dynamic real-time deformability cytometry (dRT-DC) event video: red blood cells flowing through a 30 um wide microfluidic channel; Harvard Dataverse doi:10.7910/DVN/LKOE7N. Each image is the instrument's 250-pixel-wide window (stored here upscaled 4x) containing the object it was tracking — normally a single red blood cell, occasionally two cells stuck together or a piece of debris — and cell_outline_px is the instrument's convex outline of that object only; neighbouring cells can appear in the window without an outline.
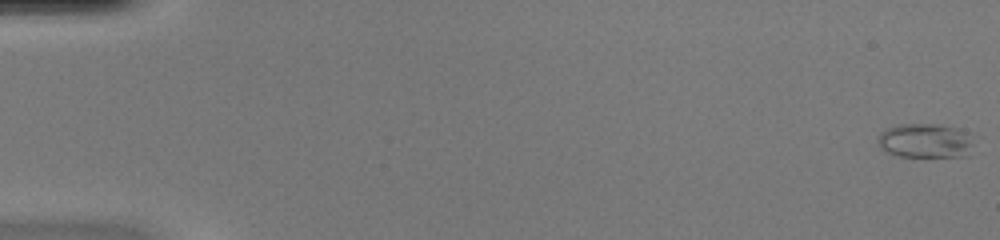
{"species": "common noctule bat (a hibernating species)", "species_latin": "Nyctalus noctula", "temperature_condition": "warm", "stored_images_in_passage": 50, "camera_frame_rate_fps": 3000, "um_per_image_px": 0.085, "animal": {"sex": "female", "body_mass_g": 20.0, "forearm_length_mm": 54.0}, "frame": {"image": 1, "passage_image": 1, "time_ms": 0.0, "image_size_px": [1000, 240], "cell_outline_px": [[972, 144], [968, 156], [896, 156], [880, 148], [876, 140], [880, 132], [884, 128], [900, 124], [940, 124], [960, 128], [968, 132]], "centroid_in_image_um": [78.61, 11.94], "position_along_channel_um": 6.4, "area_um2": 19.42}}
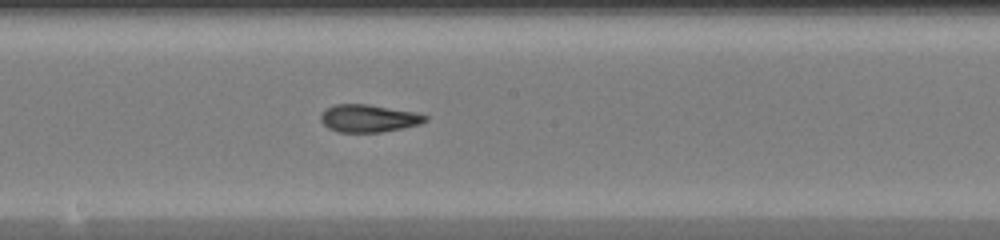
{"frame": {"image": 2, "passage_image": 28, "time_ms": 9.0, "image_size_px": [1000, 240], "cell_outline_px": [[428, 120], [420, 124], [380, 132], [336, 132], [328, 128], [320, 120], [320, 112], [336, 104], [368, 104], [416, 112], [428, 116]], "centroid_in_image_um": [31.32, 10.05], "position_along_channel_um": 216.9, "area_um2": 16.82}}
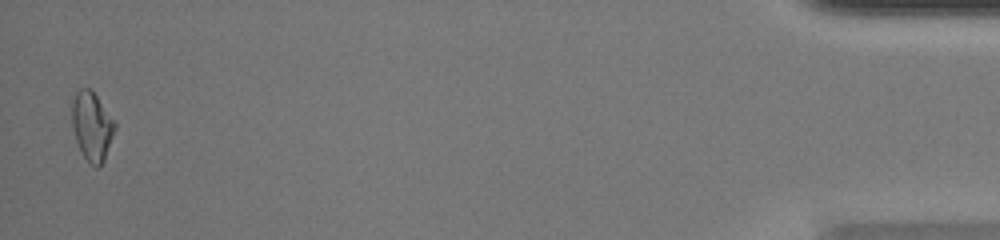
{"frame": {"image": 3, "passage_image": 49, "time_ms": 16.0, "image_size_px": [1000, 240], "cell_outline_px": [[116, 128], [104, 160], [96, 168], [88, 164], [80, 152], [76, 140], [72, 124], [72, 100], [76, 92], [80, 88], [92, 88], [116, 120]], "centroid_in_image_um": [7.83, 10.7], "position_along_channel_um": 427.4, "area_um2": 17.69}, "authors_computed_cell_mechanics": {"area_um2": 17.2533, "velocity_mm_per_s": 4.2586, "shape_relaxation_time_tau1_ms": null, "shape_relaxation_time_tau2_ms": 1.8976, "deformation_change_tau1": null, "deformation_change_tau2": 0.0968}}